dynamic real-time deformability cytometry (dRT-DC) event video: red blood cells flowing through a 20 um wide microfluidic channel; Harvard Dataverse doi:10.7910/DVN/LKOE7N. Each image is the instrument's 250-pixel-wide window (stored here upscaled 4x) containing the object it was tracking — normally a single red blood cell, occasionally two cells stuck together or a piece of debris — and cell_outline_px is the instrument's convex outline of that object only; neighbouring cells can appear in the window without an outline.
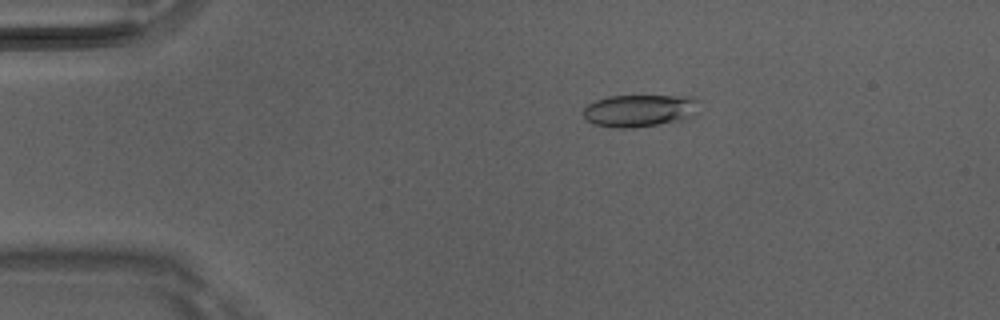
{"species": "Egyptian fruit bat (a non-hibernating species)", "species_latin": "Rousettus aegyptiacus", "temperature_condition": "room temperature", "stored_images_in_passage": 6, "camera_frame_rate_fps": 3000, "um_per_image_px": 0.085, "animal": {"sex": "male"}, "frame": {"image": 1, "passage_image": 3, "time_ms": 0.667, "image_size_px": [1000, 320], "cell_outline_px": [[700, 100], [696, 116], [688, 120], [632, 128], [616, 128], [592, 124], [584, 116], [584, 108], [588, 104], [596, 100], [608, 96], [692, 96]], "centroid_in_image_um": [54.45, 9.41], "position_along_channel_um": 30.5, "area_um2": 22.31}}
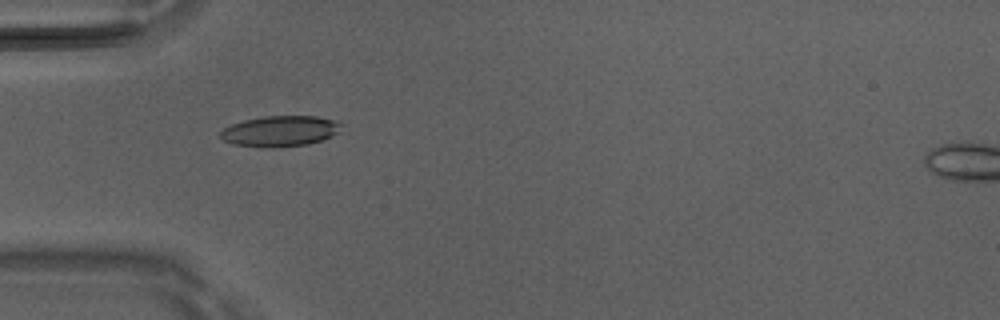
{"frame": {"image": 2, "passage_image": 5, "time_ms": 1.333, "image_size_px": [1000, 320], "cell_outline_px": [[344, 124], [340, 132], [332, 136], [308, 144], [272, 148], [232, 144], [224, 140], [220, 136], [220, 132], [224, 128], [232, 124], [244, 120], [264, 116], [316, 116], [332, 120]], "centroid_in_image_um": [23.83, 11.14], "position_along_channel_um": 61.2, "area_um2": 21.62}}